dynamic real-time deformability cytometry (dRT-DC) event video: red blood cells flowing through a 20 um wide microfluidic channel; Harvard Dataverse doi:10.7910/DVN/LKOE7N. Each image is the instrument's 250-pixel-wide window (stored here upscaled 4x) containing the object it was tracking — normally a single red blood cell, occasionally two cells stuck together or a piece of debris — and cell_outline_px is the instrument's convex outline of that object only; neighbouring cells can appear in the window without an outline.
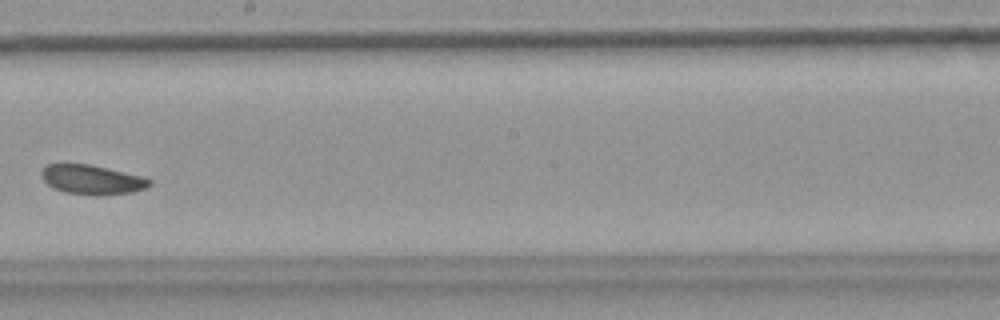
{"species": "common noctule bat (a hibernating species)", "species_latin": "Nyctalus noctula", "temperature_condition": "warm", "stored_images_in_passage": 8, "camera_frame_rate_fps": 3000, "um_per_image_px": 0.085, "animal": {"sex": "female", "body_mass_g": 18.4}, "frame": {"image": 1, "passage_image": 7, "time_ms": 2.0, "image_size_px": [1000, 320], "cell_outline_px": [[152, 184], [144, 188], [132, 192], [104, 196], [96, 196], [64, 192], [52, 188], [40, 176], [40, 172], [48, 164], [88, 164], [144, 176], [152, 180]], "centroid_in_image_um": [7.83, 15.28], "position_along_channel_um": 240.4, "area_um2": 18.73}}
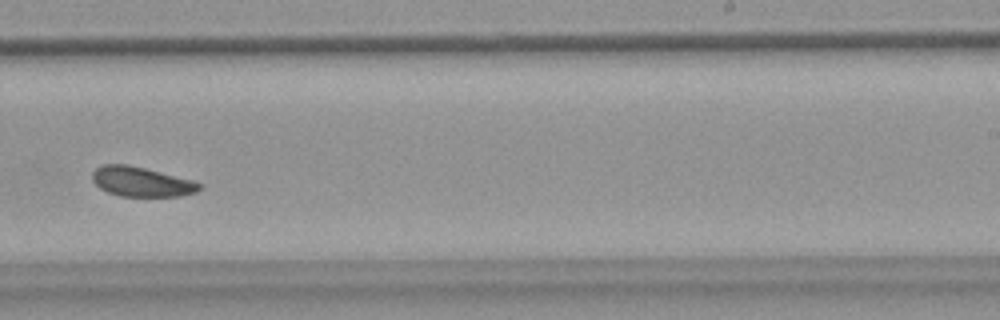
{"frame": {"image": 2, "passage_image": 8, "time_ms": 2.333, "image_size_px": [1000, 320], "cell_outline_px": [[204, 184], [196, 192], [180, 196], [120, 196], [108, 192], [100, 188], [92, 180], [92, 172], [96, 168], [104, 164], [128, 164], [192, 180]], "centroid_in_image_um": [12.01, 15.45], "position_along_channel_um": 277.0, "area_um2": 18.44}}